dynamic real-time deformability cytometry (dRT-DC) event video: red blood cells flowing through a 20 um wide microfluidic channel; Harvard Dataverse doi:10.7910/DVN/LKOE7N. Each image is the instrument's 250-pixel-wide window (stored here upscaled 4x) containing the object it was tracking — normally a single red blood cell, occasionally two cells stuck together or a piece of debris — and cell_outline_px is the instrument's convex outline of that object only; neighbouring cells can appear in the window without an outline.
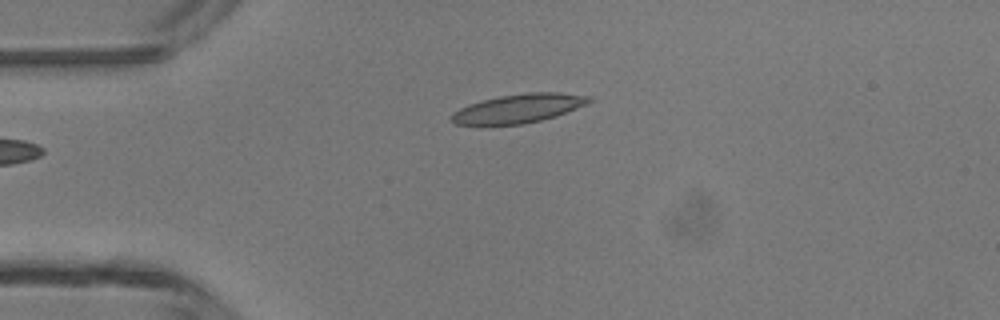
{"species": "common noctule bat (a hibernating species)", "species_latin": "Nyctalus noctula", "temperature_condition": "room temperature", "stored_images_in_passage": 5, "camera_frame_rate_fps": 3000, "um_per_image_px": 0.085, "animal": {"sex": "male", "body_mass_g": 13.3}, "frame": {"image": 1, "passage_image": 5, "time_ms": 4.667, "image_size_px": [1000, 320], "cell_outline_px": [[596, 100], [588, 104], [556, 116], [524, 124], [456, 124], [452, 120], [452, 112], [468, 104], [500, 96], [528, 92], [560, 92], [592, 96]], "centroid_in_image_um": [44.17, 9.19], "position_along_channel_um": 40.8, "area_um2": 23.06}}